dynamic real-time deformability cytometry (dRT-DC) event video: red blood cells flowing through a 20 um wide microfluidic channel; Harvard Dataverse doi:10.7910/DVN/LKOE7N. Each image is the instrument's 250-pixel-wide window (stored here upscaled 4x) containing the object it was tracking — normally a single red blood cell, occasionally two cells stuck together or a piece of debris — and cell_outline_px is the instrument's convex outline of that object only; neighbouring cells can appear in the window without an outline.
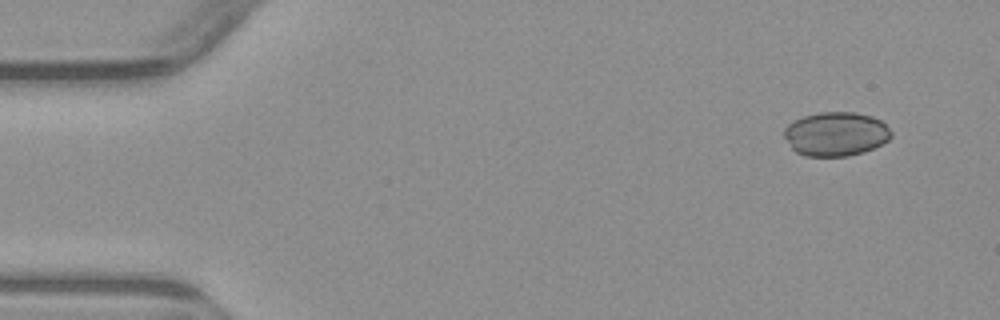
{"species": "common noctule bat (a hibernating species)", "species_latin": "Nyctalus noctula", "temperature_condition": "warm", "stored_images_in_passage": 5, "camera_frame_rate_fps": 3000, "um_per_image_px": 0.085, "animal": {"sex": "male", "body_mass_g": 23.1, "forearm_length_mm": 52.7}, "frame": {"image": 1, "passage_image": 1, "time_ms": 0.0, "image_size_px": [1000, 320], "cell_outline_px": [[892, 136], [888, 140], [864, 152], [848, 156], [804, 156], [796, 152], [792, 148], [784, 136], [784, 128], [788, 124], [804, 116], [820, 112], [856, 112], [872, 116], [880, 120], [892, 132]], "centroid_in_image_um": [71.04, 11.39], "position_along_channel_um": 14.0, "area_um2": 27.4}}